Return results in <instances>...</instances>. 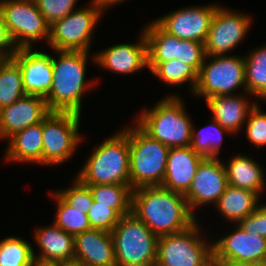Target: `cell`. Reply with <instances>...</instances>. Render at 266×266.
Wrapping results in <instances>:
<instances>
[{"mask_svg": "<svg viewBox=\"0 0 266 266\" xmlns=\"http://www.w3.org/2000/svg\"><path fill=\"white\" fill-rule=\"evenodd\" d=\"M205 56V47L203 43L179 39V44H177V60L189 64L199 72Z\"/></svg>", "mask_w": 266, "mask_h": 266, "instance_id": "obj_38", "label": "cell"}, {"mask_svg": "<svg viewBox=\"0 0 266 266\" xmlns=\"http://www.w3.org/2000/svg\"><path fill=\"white\" fill-rule=\"evenodd\" d=\"M219 157H206L199 164L189 190L184 194L189 210L195 215V209L206 204H215L224 193L227 183L225 165Z\"/></svg>", "mask_w": 266, "mask_h": 266, "instance_id": "obj_14", "label": "cell"}, {"mask_svg": "<svg viewBox=\"0 0 266 266\" xmlns=\"http://www.w3.org/2000/svg\"><path fill=\"white\" fill-rule=\"evenodd\" d=\"M241 229L266 238V203L237 223Z\"/></svg>", "mask_w": 266, "mask_h": 266, "instance_id": "obj_39", "label": "cell"}, {"mask_svg": "<svg viewBox=\"0 0 266 266\" xmlns=\"http://www.w3.org/2000/svg\"><path fill=\"white\" fill-rule=\"evenodd\" d=\"M237 13L220 5L216 8L204 43L206 56L228 55L243 41L253 19L248 14Z\"/></svg>", "mask_w": 266, "mask_h": 266, "instance_id": "obj_12", "label": "cell"}, {"mask_svg": "<svg viewBox=\"0 0 266 266\" xmlns=\"http://www.w3.org/2000/svg\"><path fill=\"white\" fill-rule=\"evenodd\" d=\"M0 266H36L33 247L17 236L1 239Z\"/></svg>", "mask_w": 266, "mask_h": 266, "instance_id": "obj_32", "label": "cell"}, {"mask_svg": "<svg viewBox=\"0 0 266 266\" xmlns=\"http://www.w3.org/2000/svg\"><path fill=\"white\" fill-rule=\"evenodd\" d=\"M229 161L228 164L224 163L228 185L248 189L262 196L261 193L266 187V178L261 164L251 157L239 153L232 156Z\"/></svg>", "mask_w": 266, "mask_h": 266, "instance_id": "obj_24", "label": "cell"}, {"mask_svg": "<svg viewBox=\"0 0 266 266\" xmlns=\"http://www.w3.org/2000/svg\"><path fill=\"white\" fill-rule=\"evenodd\" d=\"M164 97L154 108H143L134 123L169 148L191 146L193 122L187 115L184 101L176 93Z\"/></svg>", "mask_w": 266, "mask_h": 266, "instance_id": "obj_3", "label": "cell"}, {"mask_svg": "<svg viewBox=\"0 0 266 266\" xmlns=\"http://www.w3.org/2000/svg\"><path fill=\"white\" fill-rule=\"evenodd\" d=\"M93 200L98 204L110 205L121 217L131 213L132 191L130 184L88 185Z\"/></svg>", "mask_w": 266, "mask_h": 266, "instance_id": "obj_29", "label": "cell"}, {"mask_svg": "<svg viewBox=\"0 0 266 266\" xmlns=\"http://www.w3.org/2000/svg\"><path fill=\"white\" fill-rule=\"evenodd\" d=\"M42 132V122H39L11 136L5 149L7 162H30L42 166Z\"/></svg>", "mask_w": 266, "mask_h": 266, "instance_id": "obj_23", "label": "cell"}, {"mask_svg": "<svg viewBox=\"0 0 266 266\" xmlns=\"http://www.w3.org/2000/svg\"><path fill=\"white\" fill-rule=\"evenodd\" d=\"M249 53L244 56L247 93L266 101V45Z\"/></svg>", "mask_w": 266, "mask_h": 266, "instance_id": "obj_28", "label": "cell"}, {"mask_svg": "<svg viewBox=\"0 0 266 266\" xmlns=\"http://www.w3.org/2000/svg\"><path fill=\"white\" fill-rule=\"evenodd\" d=\"M219 5H201L174 10L154 20L165 32L182 40L205 43Z\"/></svg>", "mask_w": 266, "mask_h": 266, "instance_id": "obj_13", "label": "cell"}, {"mask_svg": "<svg viewBox=\"0 0 266 266\" xmlns=\"http://www.w3.org/2000/svg\"><path fill=\"white\" fill-rule=\"evenodd\" d=\"M206 58L211 60L208 62ZM239 88L243 89L244 94H249L245 83L244 56H205L193 92L195 97L207 99L213 96L236 95Z\"/></svg>", "mask_w": 266, "mask_h": 266, "instance_id": "obj_9", "label": "cell"}, {"mask_svg": "<svg viewBox=\"0 0 266 266\" xmlns=\"http://www.w3.org/2000/svg\"><path fill=\"white\" fill-rule=\"evenodd\" d=\"M198 223L182 232L158 237L155 266H212V242L204 240Z\"/></svg>", "mask_w": 266, "mask_h": 266, "instance_id": "obj_7", "label": "cell"}, {"mask_svg": "<svg viewBox=\"0 0 266 266\" xmlns=\"http://www.w3.org/2000/svg\"><path fill=\"white\" fill-rule=\"evenodd\" d=\"M123 129L91 151L76 176L84 184H130L128 126Z\"/></svg>", "mask_w": 266, "mask_h": 266, "instance_id": "obj_4", "label": "cell"}, {"mask_svg": "<svg viewBox=\"0 0 266 266\" xmlns=\"http://www.w3.org/2000/svg\"><path fill=\"white\" fill-rule=\"evenodd\" d=\"M111 234L116 266H155L158 237L133 213L122 216Z\"/></svg>", "mask_w": 266, "mask_h": 266, "instance_id": "obj_6", "label": "cell"}, {"mask_svg": "<svg viewBox=\"0 0 266 266\" xmlns=\"http://www.w3.org/2000/svg\"><path fill=\"white\" fill-rule=\"evenodd\" d=\"M212 266H265L251 262H240L228 259H212Z\"/></svg>", "mask_w": 266, "mask_h": 266, "instance_id": "obj_41", "label": "cell"}, {"mask_svg": "<svg viewBox=\"0 0 266 266\" xmlns=\"http://www.w3.org/2000/svg\"><path fill=\"white\" fill-rule=\"evenodd\" d=\"M142 30L147 43V63L177 59L179 38L165 32L154 20Z\"/></svg>", "mask_w": 266, "mask_h": 266, "instance_id": "obj_26", "label": "cell"}, {"mask_svg": "<svg viewBox=\"0 0 266 266\" xmlns=\"http://www.w3.org/2000/svg\"><path fill=\"white\" fill-rule=\"evenodd\" d=\"M91 229L111 232L118 224L121 216L110 205L98 204L93 200L88 213Z\"/></svg>", "mask_w": 266, "mask_h": 266, "instance_id": "obj_35", "label": "cell"}, {"mask_svg": "<svg viewBox=\"0 0 266 266\" xmlns=\"http://www.w3.org/2000/svg\"><path fill=\"white\" fill-rule=\"evenodd\" d=\"M0 12L17 50L32 49L41 39L48 44L50 25L34 0H0Z\"/></svg>", "mask_w": 266, "mask_h": 266, "instance_id": "obj_11", "label": "cell"}, {"mask_svg": "<svg viewBox=\"0 0 266 266\" xmlns=\"http://www.w3.org/2000/svg\"><path fill=\"white\" fill-rule=\"evenodd\" d=\"M52 266H85L82 262L77 259H71L63 262L56 263Z\"/></svg>", "mask_w": 266, "mask_h": 266, "instance_id": "obj_42", "label": "cell"}, {"mask_svg": "<svg viewBox=\"0 0 266 266\" xmlns=\"http://www.w3.org/2000/svg\"><path fill=\"white\" fill-rule=\"evenodd\" d=\"M233 232L212 242V259H228L266 265V238L235 224Z\"/></svg>", "mask_w": 266, "mask_h": 266, "instance_id": "obj_15", "label": "cell"}, {"mask_svg": "<svg viewBox=\"0 0 266 266\" xmlns=\"http://www.w3.org/2000/svg\"><path fill=\"white\" fill-rule=\"evenodd\" d=\"M49 194L57 204V212L53 222L57 227L73 236L91 229L85 210L71 208L55 192L50 191Z\"/></svg>", "mask_w": 266, "mask_h": 266, "instance_id": "obj_33", "label": "cell"}, {"mask_svg": "<svg viewBox=\"0 0 266 266\" xmlns=\"http://www.w3.org/2000/svg\"><path fill=\"white\" fill-rule=\"evenodd\" d=\"M211 123L196 131L192 124L191 148L206 157H218L221 145L223 143V135L231 134L222 127L215 119H210Z\"/></svg>", "mask_w": 266, "mask_h": 266, "instance_id": "obj_31", "label": "cell"}, {"mask_svg": "<svg viewBox=\"0 0 266 266\" xmlns=\"http://www.w3.org/2000/svg\"><path fill=\"white\" fill-rule=\"evenodd\" d=\"M204 158V156L195 152L191 146L170 148L161 187L185 194L189 190L199 164Z\"/></svg>", "mask_w": 266, "mask_h": 266, "instance_id": "obj_20", "label": "cell"}, {"mask_svg": "<svg viewBox=\"0 0 266 266\" xmlns=\"http://www.w3.org/2000/svg\"><path fill=\"white\" fill-rule=\"evenodd\" d=\"M49 113L44 97L25 95L0 109V139L8 140L17 132L42 122Z\"/></svg>", "mask_w": 266, "mask_h": 266, "instance_id": "obj_16", "label": "cell"}, {"mask_svg": "<svg viewBox=\"0 0 266 266\" xmlns=\"http://www.w3.org/2000/svg\"><path fill=\"white\" fill-rule=\"evenodd\" d=\"M259 106L256 103L250 110L245 123L246 137L258 148L266 146V112H262Z\"/></svg>", "mask_w": 266, "mask_h": 266, "instance_id": "obj_36", "label": "cell"}, {"mask_svg": "<svg viewBox=\"0 0 266 266\" xmlns=\"http://www.w3.org/2000/svg\"><path fill=\"white\" fill-rule=\"evenodd\" d=\"M131 213L157 237L182 232L198 221L189 210L184 194L161 186L133 189Z\"/></svg>", "mask_w": 266, "mask_h": 266, "instance_id": "obj_1", "label": "cell"}, {"mask_svg": "<svg viewBox=\"0 0 266 266\" xmlns=\"http://www.w3.org/2000/svg\"><path fill=\"white\" fill-rule=\"evenodd\" d=\"M34 241L40 253L33 256L36 264L52 266L56 263L74 259V236L65 232L54 223L35 230Z\"/></svg>", "mask_w": 266, "mask_h": 266, "instance_id": "obj_19", "label": "cell"}, {"mask_svg": "<svg viewBox=\"0 0 266 266\" xmlns=\"http://www.w3.org/2000/svg\"><path fill=\"white\" fill-rule=\"evenodd\" d=\"M260 199V196L251 190L227 185L214 207L222 214L223 219L237 224L256 210Z\"/></svg>", "mask_w": 266, "mask_h": 266, "instance_id": "obj_25", "label": "cell"}, {"mask_svg": "<svg viewBox=\"0 0 266 266\" xmlns=\"http://www.w3.org/2000/svg\"><path fill=\"white\" fill-rule=\"evenodd\" d=\"M33 50L18 49L12 58L21 68L26 94L45 98L53 82L52 58L47 52Z\"/></svg>", "mask_w": 266, "mask_h": 266, "instance_id": "obj_18", "label": "cell"}, {"mask_svg": "<svg viewBox=\"0 0 266 266\" xmlns=\"http://www.w3.org/2000/svg\"><path fill=\"white\" fill-rule=\"evenodd\" d=\"M89 4L50 25L48 44L53 50L90 52L94 29L105 7L100 0H92Z\"/></svg>", "mask_w": 266, "mask_h": 266, "instance_id": "obj_8", "label": "cell"}, {"mask_svg": "<svg viewBox=\"0 0 266 266\" xmlns=\"http://www.w3.org/2000/svg\"><path fill=\"white\" fill-rule=\"evenodd\" d=\"M71 112H50L42 121V165H62L81 144L80 119Z\"/></svg>", "mask_w": 266, "mask_h": 266, "instance_id": "obj_10", "label": "cell"}, {"mask_svg": "<svg viewBox=\"0 0 266 266\" xmlns=\"http://www.w3.org/2000/svg\"><path fill=\"white\" fill-rule=\"evenodd\" d=\"M73 182L71 187L63 188L61 191L56 190L55 193L71 208L85 210V214H87L93 203L91 190L76 176Z\"/></svg>", "mask_w": 266, "mask_h": 266, "instance_id": "obj_34", "label": "cell"}, {"mask_svg": "<svg viewBox=\"0 0 266 266\" xmlns=\"http://www.w3.org/2000/svg\"><path fill=\"white\" fill-rule=\"evenodd\" d=\"M26 94L19 64L13 59H0V109Z\"/></svg>", "mask_w": 266, "mask_h": 266, "instance_id": "obj_30", "label": "cell"}, {"mask_svg": "<svg viewBox=\"0 0 266 266\" xmlns=\"http://www.w3.org/2000/svg\"><path fill=\"white\" fill-rule=\"evenodd\" d=\"M147 67L152 72V75L170 87H177L183 85V83L190 82L191 85L188 86L191 87L190 93L193 95L198 81V72L189 64L173 59L161 63H147Z\"/></svg>", "mask_w": 266, "mask_h": 266, "instance_id": "obj_27", "label": "cell"}, {"mask_svg": "<svg viewBox=\"0 0 266 266\" xmlns=\"http://www.w3.org/2000/svg\"><path fill=\"white\" fill-rule=\"evenodd\" d=\"M139 41L112 45L92 56L93 62L116 74H136L147 67V43L143 31Z\"/></svg>", "mask_w": 266, "mask_h": 266, "instance_id": "obj_17", "label": "cell"}, {"mask_svg": "<svg viewBox=\"0 0 266 266\" xmlns=\"http://www.w3.org/2000/svg\"><path fill=\"white\" fill-rule=\"evenodd\" d=\"M37 8L44 16L45 21L51 25L74 11L79 0H34Z\"/></svg>", "mask_w": 266, "mask_h": 266, "instance_id": "obj_37", "label": "cell"}, {"mask_svg": "<svg viewBox=\"0 0 266 266\" xmlns=\"http://www.w3.org/2000/svg\"><path fill=\"white\" fill-rule=\"evenodd\" d=\"M101 3L103 4V6L105 7V9H107V7H111V5H116L118 3H122L126 0H100Z\"/></svg>", "mask_w": 266, "mask_h": 266, "instance_id": "obj_43", "label": "cell"}, {"mask_svg": "<svg viewBox=\"0 0 266 266\" xmlns=\"http://www.w3.org/2000/svg\"><path fill=\"white\" fill-rule=\"evenodd\" d=\"M130 186H161L169 147L146 134L137 124L128 125Z\"/></svg>", "mask_w": 266, "mask_h": 266, "instance_id": "obj_5", "label": "cell"}, {"mask_svg": "<svg viewBox=\"0 0 266 266\" xmlns=\"http://www.w3.org/2000/svg\"><path fill=\"white\" fill-rule=\"evenodd\" d=\"M52 58L53 82L45 97L50 112H71L81 115L82 98L94 81H86L89 52L54 50ZM58 58V59H57Z\"/></svg>", "mask_w": 266, "mask_h": 266, "instance_id": "obj_2", "label": "cell"}, {"mask_svg": "<svg viewBox=\"0 0 266 266\" xmlns=\"http://www.w3.org/2000/svg\"><path fill=\"white\" fill-rule=\"evenodd\" d=\"M74 252L85 266H116L111 232L89 229L75 235Z\"/></svg>", "mask_w": 266, "mask_h": 266, "instance_id": "obj_21", "label": "cell"}, {"mask_svg": "<svg viewBox=\"0 0 266 266\" xmlns=\"http://www.w3.org/2000/svg\"><path fill=\"white\" fill-rule=\"evenodd\" d=\"M250 96L252 95L213 96L207 98L206 103L211 110L212 119L234 135L244 128L250 110L256 105L255 101L249 102L247 98Z\"/></svg>", "mask_w": 266, "mask_h": 266, "instance_id": "obj_22", "label": "cell"}, {"mask_svg": "<svg viewBox=\"0 0 266 266\" xmlns=\"http://www.w3.org/2000/svg\"><path fill=\"white\" fill-rule=\"evenodd\" d=\"M17 48L15 47L0 12V59H10L13 57Z\"/></svg>", "mask_w": 266, "mask_h": 266, "instance_id": "obj_40", "label": "cell"}]
</instances>
